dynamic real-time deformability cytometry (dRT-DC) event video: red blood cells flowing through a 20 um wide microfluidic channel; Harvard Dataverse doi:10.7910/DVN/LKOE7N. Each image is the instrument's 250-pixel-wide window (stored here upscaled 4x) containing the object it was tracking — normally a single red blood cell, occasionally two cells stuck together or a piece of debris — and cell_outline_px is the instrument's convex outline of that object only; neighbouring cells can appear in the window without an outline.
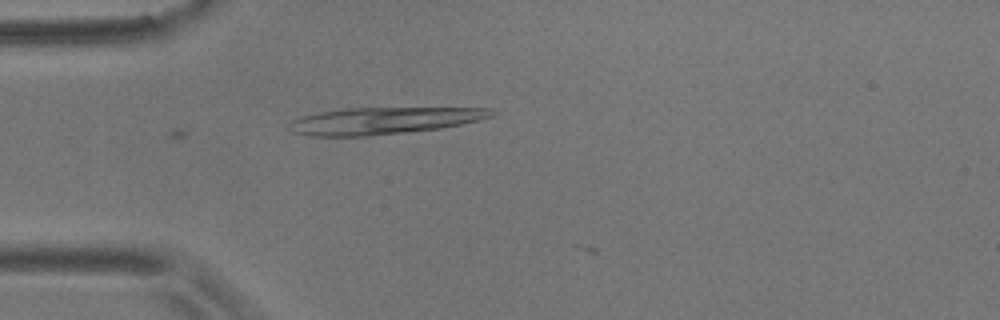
{"species": "common noctule bat (a hibernating species)", "species_latin": "Nyctalus noctula", "temperature_condition": "room temperature", "stored_images_in_passage": 2, "camera_frame_rate_fps": 3000, "um_per_image_px": 0.085, "animal": {"sex": "male", "body_mass_g": 17.9}, "frame": {"image": 1, "passage_image": 1, "time_ms": 0.0, "image_size_px": [1000, 320], "cell_outline_px": [[492, 116], [480, 120], [440, 128], [368, 136], [312, 136], [292, 132], [288, 128], [288, 124], [292, 120], [300, 116], [320, 112], [348, 108], [492, 108]], "centroid_in_image_um": [32.55, 10.26], "position_along_channel_um": 52.4, "area_um2": 31.44}}